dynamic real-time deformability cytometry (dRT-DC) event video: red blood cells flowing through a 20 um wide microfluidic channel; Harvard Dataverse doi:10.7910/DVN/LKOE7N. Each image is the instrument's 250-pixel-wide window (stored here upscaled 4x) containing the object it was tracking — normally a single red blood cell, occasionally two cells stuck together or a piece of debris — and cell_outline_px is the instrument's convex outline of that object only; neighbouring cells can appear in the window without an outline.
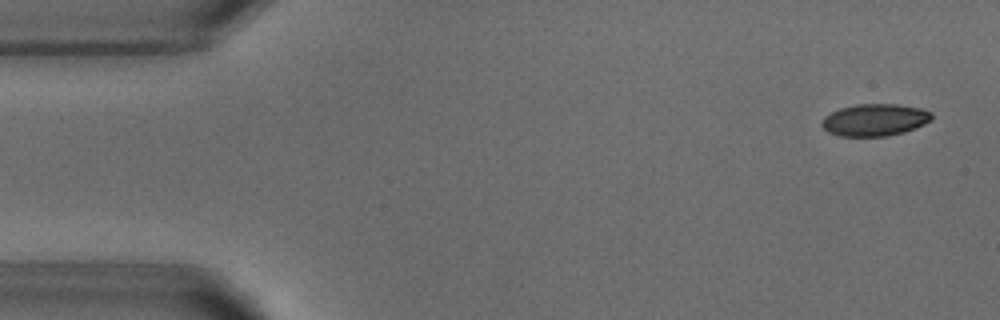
{"species": "common noctule bat (a hibernating species)", "species_latin": "Nyctalus noctula", "temperature_condition": "warm", "stored_images_in_passage": 50, "camera_frame_rate_fps": 3000, "um_per_image_px": 0.085, "animal": {"sex": "male", "body_mass_g": 18.8}, "frame": {"image": 1, "passage_image": 1, "time_ms": 0.0, "image_size_px": [1000, 320], "cell_outline_px": [[932, 120], [924, 124], [904, 132], [884, 136], [840, 136], [828, 132], [820, 124], [824, 116], [840, 108], [856, 104], [900, 104], [920, 108], [932, 112]], "centroid_in_image_um": [74.36, 10.18], "position_along_channel_um": 10.6, "area_um2": 20.58}}
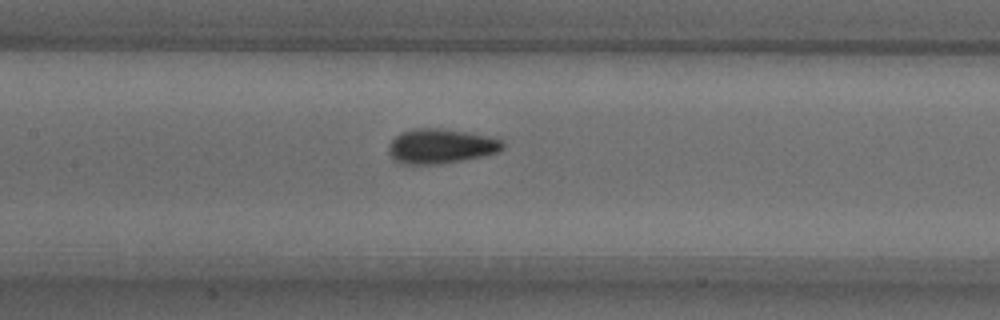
{"frame": {"image": 2, "passage_image": 22, "time_ms": 7.0, "image_size_px": [1000, 320], "cell_outline_px": [[504, 148], [500, 152], [460, 160], [432, 164], [400, 164], [392, 160], [388, 152], [388, 144], [400, 132], [412, 128], [444, 128], [468, 132], [488, 136], [504, 140]], "centroid_in_image_um": [37.43, 12.41], "position_along_channel_um": 170.0, "area_um2": 23.29}}
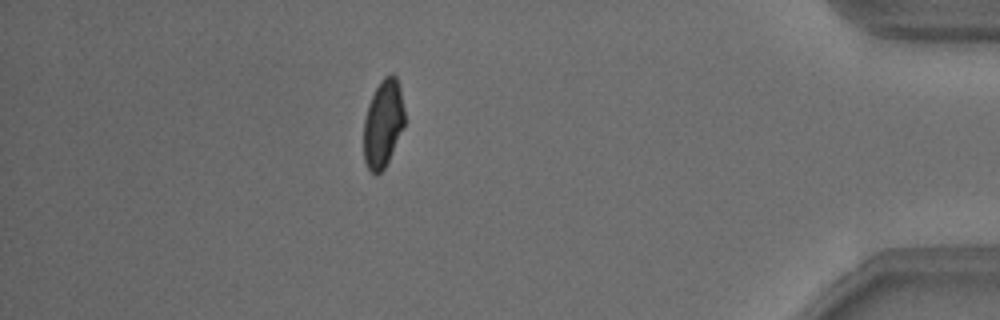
{"frame": {"image": 3, "passage_image": 44, "time_ms": 14.333, "image_size_px": [1000, 320], "cell_outline_px": [[404, 124], [388, 160], [384, 168], [376, 176], [368, 168], [364, 160], [364, 120], [368, 104], [380, 80], [384, 76], [392, 72], [396, 76], [400, 88], [404, 108]], "centroid_in_image_um": [32.55, 10.46], "position_along_channel_um": 402.6, "area_um2": 20.69}, "authors_computed_cell_mechanics": {"area_um2": 21.675, "velocity_mm_per_s": 3.8297, "shape_relaxation_time_tau1_ms": 2.6468, "shape_relaxation_time_tau2_ms": 0.9944, "deformation_change_tau1": 0.1175, "deformation_change_tau2": 0.0625}}